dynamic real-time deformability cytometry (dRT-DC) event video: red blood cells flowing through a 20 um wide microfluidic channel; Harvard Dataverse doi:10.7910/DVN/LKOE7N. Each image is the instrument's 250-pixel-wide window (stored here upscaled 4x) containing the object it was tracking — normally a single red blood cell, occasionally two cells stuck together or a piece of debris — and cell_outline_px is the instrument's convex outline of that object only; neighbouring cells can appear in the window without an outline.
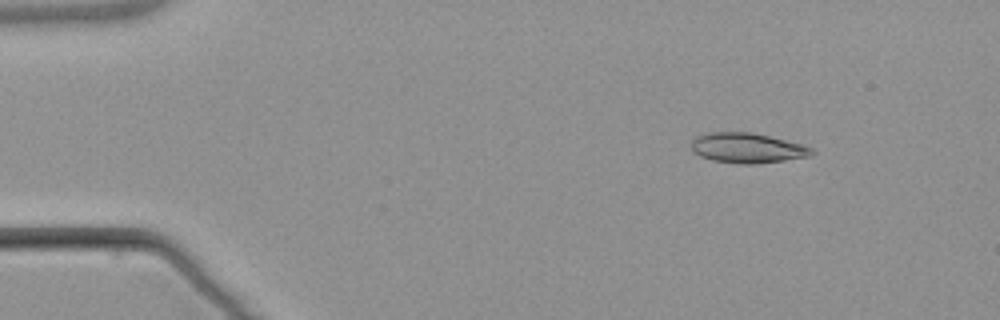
{"species": "common noctule bat (a hibernating species)", "species_latin": "Nyctalus noctula", "temperature_condition": "warm", "stored_images_in_passage": 5, "camera_frame_rate_fps": 3000, "um_per_image_px": 0.085, "animal": {"sex": "male", "body_mass_g": 21.5, "forearm_length_mm": 52.0}, "frame": {"image": 1, "passage_image": 2, "time_ms": 1.0, "image_size_px": [1000, 320], "cell_outline_px": [[816, 152], [808, 156], [784, 160], [756, 164], [740, 164], [712, 160], [700, 156], [692, 152], [692, 140], [696, 136], [708, 132], [752, 132], [804, 144], [812, 148]], "centroid_in_image_um": [63.51, 12.57], "position_along_channel_um": 21.5, "area_um2": 21.21}}